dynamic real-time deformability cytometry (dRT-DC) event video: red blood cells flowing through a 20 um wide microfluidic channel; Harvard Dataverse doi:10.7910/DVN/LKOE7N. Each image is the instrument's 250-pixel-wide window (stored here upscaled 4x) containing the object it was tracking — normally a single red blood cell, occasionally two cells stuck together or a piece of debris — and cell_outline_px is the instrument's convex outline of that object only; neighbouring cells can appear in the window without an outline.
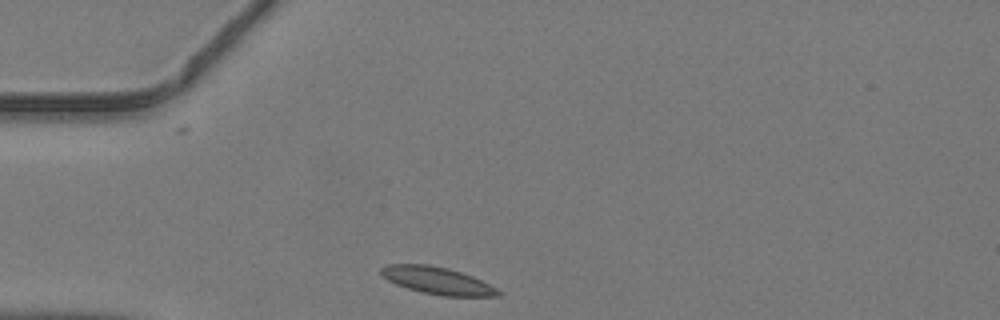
{"species": "common noctule bat (a hibernating species)", "species_latin": "Nyctalus noctula", "temperature_condition": "warm", "stored_images_in_passage": 31, "camera_frame_rate_fps": 3000, "um_per_image_px": 0.085, "animal": {"sex": "male", "body_mass_g": 19.2, "forearm_length_mm": 51.8}, "frame": {"image": 1, "passage_image": 1, "time_ms": 0.0, "image_size_px": [1000, 320], "cell_outline_px": [[504, 292], [500, 296], [444, 296], [424, 292], [408, 288], [396, 284], [388, 280], [380, 272], [380, 268], [388, 264], [428, 264], [448, 268], [472, 276]], "centroid_in_image_um": [37.19, 23.85], "position_along_channel_um": 47.8, "area_um2": 18.38}}
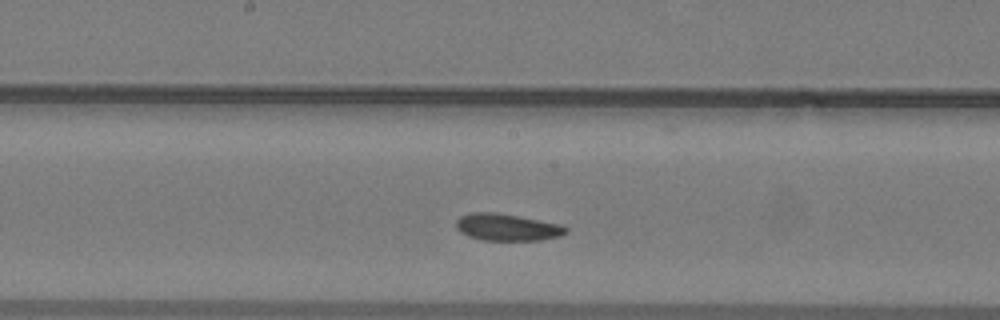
{"frame": {"image": 2, "passage_image": 13, "time_ms": 4.0, "image_size_px": [1000, 320], "cell_outline_px": [[568, 232], [560, 236], [540, 240], [484, 240], [468, 236], [460, 232], [456, 228], [456, 220], [460, 216], [472, 212], [496, 212], [560, 224], [568, 228]], "centroid_in_image_um": [43.09, 19.31], "position_along_channel_um": 205.1, "area_um2": 17.22}}
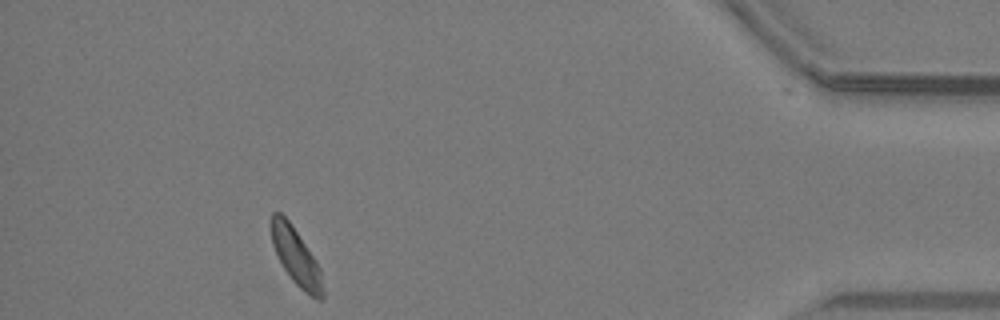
{"frame": {"image": 3, "passage_image": 31, "time_ms": 10.0, "image_size_px": [1000, 320], "cell_outline_px": [[324, 296], [320, 300], [304, 292], [292, 280], [284, 268], [272, 244], [272, 212], [280, 212], [288, 220], [320, 268], [324, 292]], "centroid_in_image_um": [25.17, 21.86], "position_along_channel_um": 410.0, "area_um2": 16.42}}